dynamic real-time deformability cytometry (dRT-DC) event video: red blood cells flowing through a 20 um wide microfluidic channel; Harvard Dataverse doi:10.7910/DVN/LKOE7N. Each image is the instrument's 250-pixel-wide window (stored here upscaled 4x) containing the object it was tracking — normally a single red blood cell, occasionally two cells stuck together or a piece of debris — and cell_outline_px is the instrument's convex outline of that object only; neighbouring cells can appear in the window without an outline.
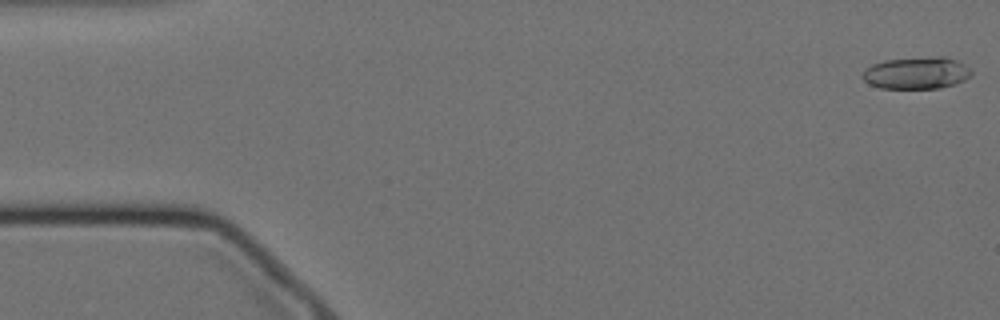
{"species": "Egyptian fruit bat (a non-hibernating species)", "species_latin": "Rousettus aegyptiacus", "temperature_condition": "cold", "stored_images_in_passage": 57, "camera_frame_rate_fps": 3000, "um_per_image_px": 0.085, "animal": {"sex": "female"}, "frame": {"image": 1, "passage_image": 1, "time_ms": 0.0, "image_size_px": [1000, 320], "cell_outline_px": [[972, 76], [956, 84], [940, 88], [880, 88], [868, 84], [860, 76], [864, 68], [872, 64], [884, 60], [936, 56], [944, 56], [956, 60], [968, 68], [972, 72]], "centroid_in_image_um": [77.87, 6.2], "position_along_channel_um": 7.1, "area_um2": 20.52}}
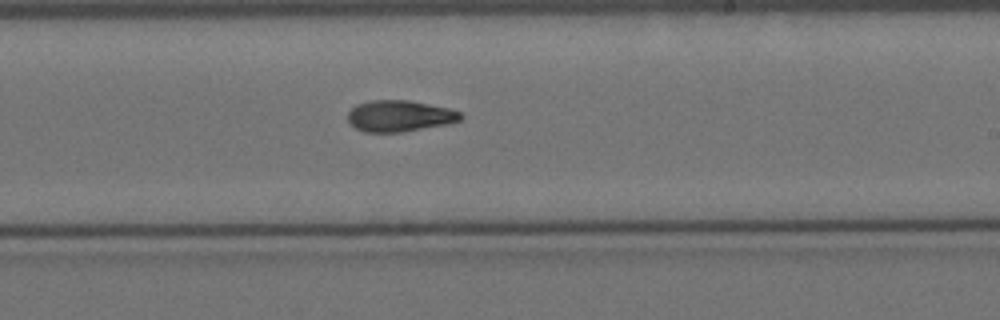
{"frame": {"image": 2, "passage_image": 33, "time_ms": 10.667, "image_size_px": [1000, 320], "cell_outline_px": [[464, 116], [460, 120], [444, 124], [404, 132], [364, 132], [356, 128], [348, 120], [348, 112], [356, 104], [368, 100], [408, 100], [448, 108], [460, 112]], "centroid_in_image_um": [33.93, 9.85], "position_along_channel_um": 255.1, "area_um2": 20.46}}
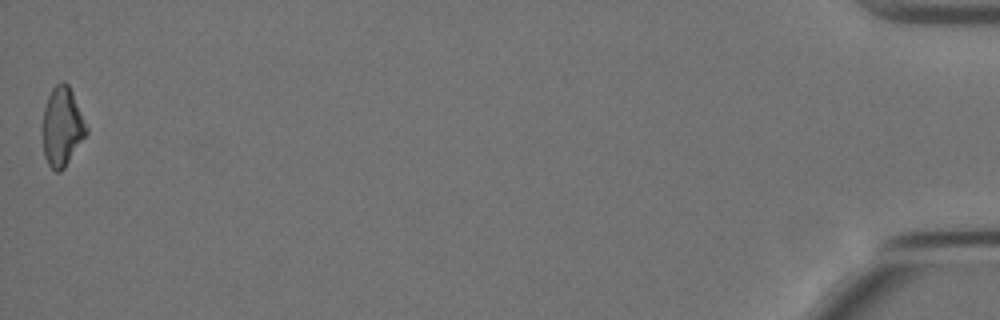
{"frame": {"image": 3, "passage_image": 57, "time_ms": 18.667, "image_size_px": [1000, 320], "cell_outline_px": [[88, 132], [64, 168], [60, 172], [56, 172], [48, 164], [44, 156], [40, 128], [44, 108], [48, 96], [52, 88], [60, 80], [64, 80], [68, 84], [72, 92], [88, 128]], "centroid_in_image_um": [5.24, 10.76], "position_along_channel_um": 430.0, "area_um2": 20.52}, "authors_computed_cell_mechanics": {"area_um2": 20.4034, "velocity_mm_per_s": 3.4901, "shape_relaxation_time_tau1_ms": 7.7903, "shape_relaxation_time_tau2_ms": 3.1247, "deformation_change_tau1": 0.167, "deformation_change_tau2": 0.0985}}